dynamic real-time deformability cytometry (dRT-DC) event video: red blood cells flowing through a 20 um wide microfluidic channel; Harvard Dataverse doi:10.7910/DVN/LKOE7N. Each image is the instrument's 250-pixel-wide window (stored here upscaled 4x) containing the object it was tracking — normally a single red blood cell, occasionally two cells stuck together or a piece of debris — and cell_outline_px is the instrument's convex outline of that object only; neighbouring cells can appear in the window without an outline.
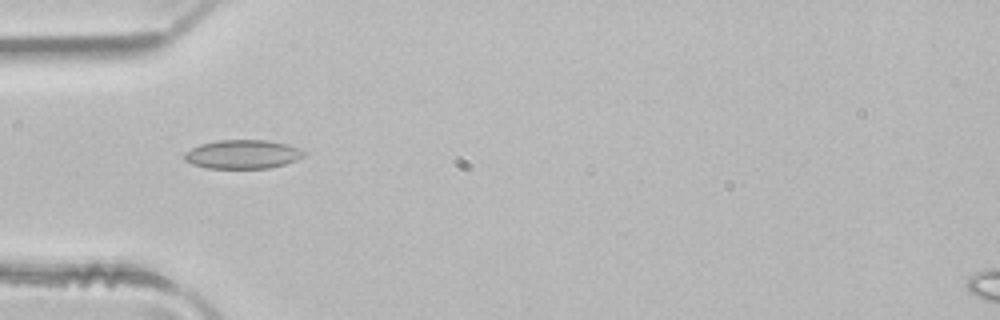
{"species": "common noctule bat (a hibernating species)", "species_latin": "Nyctalus noctula", "temperature_condition": "room temperature", "stored_images_in_passage": 4, "camera_frame_rate_fps": 3000, "um_per_image_px": 0.085, "animal": {"sex": "male", "body_mass_g": 21.5, "forearm_length_mm": 52.0}, "frame": {"image": 1, "passage_image": 4, "time_ms": 1.0, "image_size_px": [1000, 320], "cell_outline_px": [[304, 156], [296, 160], [284, 164], [268, 168], [208, 168], [192, 164], [184, 160], [184, 152], [200, 144], [216, 140], [268, 140], [288, 144], [300, 148], [304, 152]], "centroid_in_image_um": [20.61, 13.1], "position_along_channel_um": 64.4, "area_um2": 20.11}}